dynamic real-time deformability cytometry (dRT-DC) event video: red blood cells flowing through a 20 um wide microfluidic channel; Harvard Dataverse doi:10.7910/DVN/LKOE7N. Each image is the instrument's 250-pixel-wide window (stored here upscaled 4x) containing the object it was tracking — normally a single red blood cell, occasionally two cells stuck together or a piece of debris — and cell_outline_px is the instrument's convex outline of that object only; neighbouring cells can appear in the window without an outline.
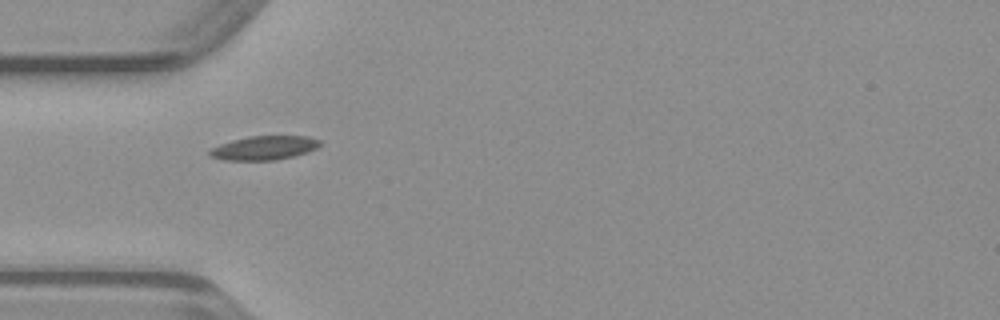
{"species": "common noctule bat (a hibernating species)", "species_latin": "Nyctalus noctula", "temperature_condition": "warm", "stored_images_in_passage": 35, "camera_frame_rate_fps": 3000, "um_per_image_px": 0.085, "animal": {"sex": "male", "body_mass_g": 23.1, "forearm_length_mm": 52.7}, "frame": {"image": 1, "passage_image": 1, "time_ms": 0.0, "image_size_px": [1000, 320], "cell_outline_px": [[320, 144], [316, 148], [308, 152], [276, 160], [224, 160], [208, 156], [208, 152], [212, 148], [220, 144], [232, 140], [248, 136], [308, 136], [320, 140]], "centroid_in_image_um": [22.43, 12.57], "position_along_channel_um": 62.6, "area_um2": 15.37}}
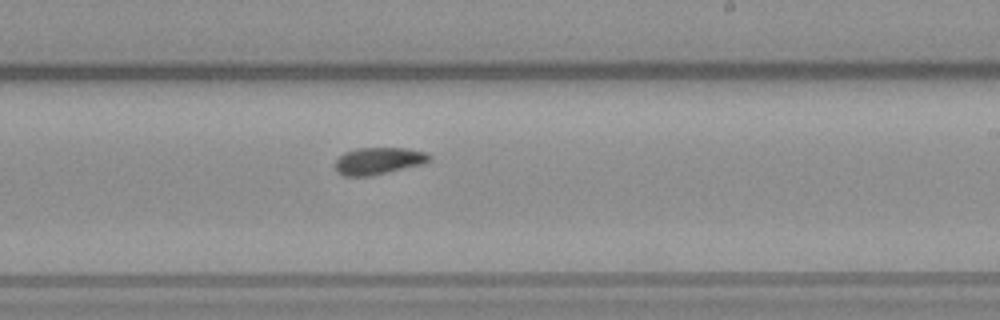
{"frame": {"image": 2, "passage_image": 15, "time_ms": 4.667, "image_size_px": [1000, 320], "cell_outline_px": [[432, 160], [424, 164], [388, 172], [368, 176], [344, 176], [336, 172], [336, 160], [344, 152], [356, 148], [404, 148], [428, 152], [432, 156]], "centroid_in_image_um": [32.21, 13.67], "position_along_channel_um": 256.8, "area_um2": 14.97}}
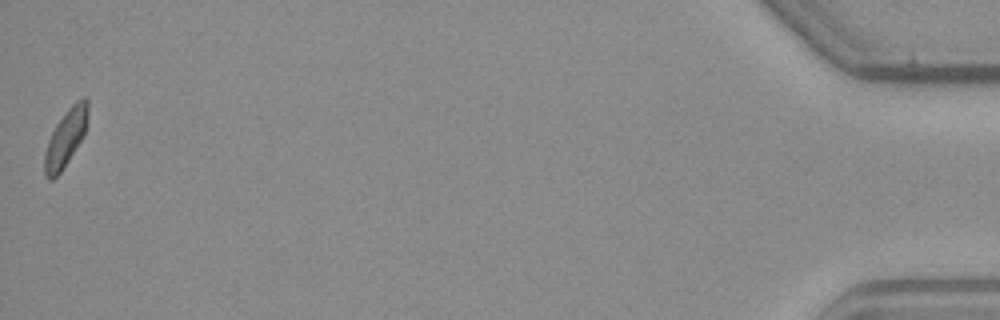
{"frame": {"image": 3, "passage_image": 35, "time_ms": 11.333, "image_size_px": [1000, 320], "cell_outline_px": [[88, 112], [84, 132], [80, 140], [68, 160], [60, 172], [52, 180], [48, 180], [44, 176], [44, 152], [48, 140], [56, 124], [68, 108], [76, 100], [84, 96], [88, 100]], "centroid_in_image_um": [5.55, 11.72], "position_along_channel_um": 429.7, "area_um2": 14.16}}